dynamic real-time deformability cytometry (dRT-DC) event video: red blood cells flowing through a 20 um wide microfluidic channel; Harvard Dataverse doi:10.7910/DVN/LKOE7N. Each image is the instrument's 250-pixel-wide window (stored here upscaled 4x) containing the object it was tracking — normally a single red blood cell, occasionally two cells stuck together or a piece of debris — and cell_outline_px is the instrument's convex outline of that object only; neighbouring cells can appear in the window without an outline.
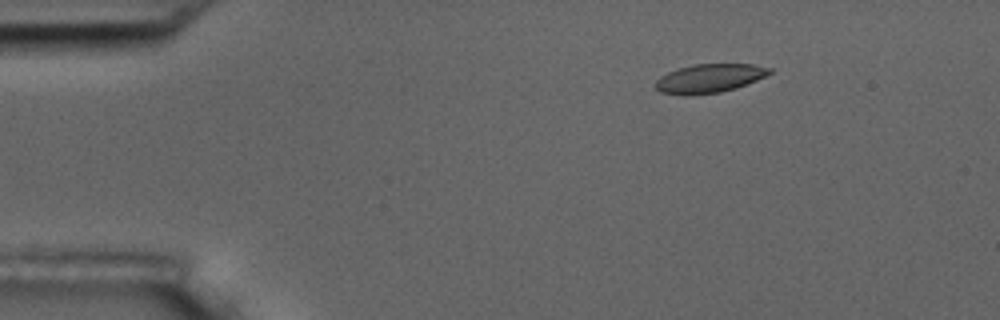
{"species": "common noctule bat (a hibernating species)", "species_latin": "Nyctalus noctula", "temperature_condition": "room temperature", "stored_images_in_passage": 5, "camera_frame_rate_fps": 3000, "um_per_image_px": 0.085, "animal": {"sex": "male", "body_mass_g": 17.5, "forearm_length_mm": 52.3}, "frame": {"image": 1, "passage_image": 2, "time_ms": 2.0, "image_size_px": [1000, 320], "cell_outline_px": [[772, 72], [756, 80], [736, 88], [720, 92], [688, 96], [684, 96], [660, 92], [656, 88], [656, 80], [660, 76], [668, 72], [680, 68], [696, 64], [752, 64], [772, 68]], "centroid_in_image_um": [60.28, 6.67], "position_along_channel_um": 24.7, "area_um2": 19.07}}
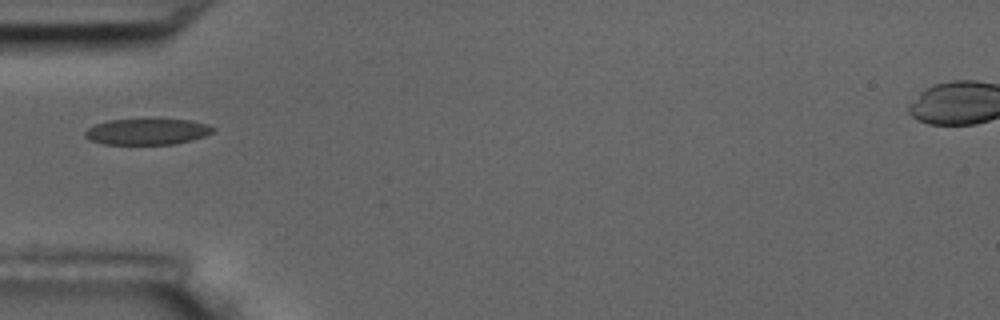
{"frame": {"image": 2, "passage_image": 5, "time_ms": 5.333, "image_size_px": [1000, 320], "cell_outline_px": [[216, 128], [212, 132], [204, 136], [192, 140], [176, 144], [104, 144], [88, 140], [84, 136], [84, 132], [88, 128], [96, 124], [108, 120], [188, 120], [208, 124]], "centroid_in_image_um": [12.49, 11.2], "position_along_channel_um": 72.5, "area_um2": 19.31}}